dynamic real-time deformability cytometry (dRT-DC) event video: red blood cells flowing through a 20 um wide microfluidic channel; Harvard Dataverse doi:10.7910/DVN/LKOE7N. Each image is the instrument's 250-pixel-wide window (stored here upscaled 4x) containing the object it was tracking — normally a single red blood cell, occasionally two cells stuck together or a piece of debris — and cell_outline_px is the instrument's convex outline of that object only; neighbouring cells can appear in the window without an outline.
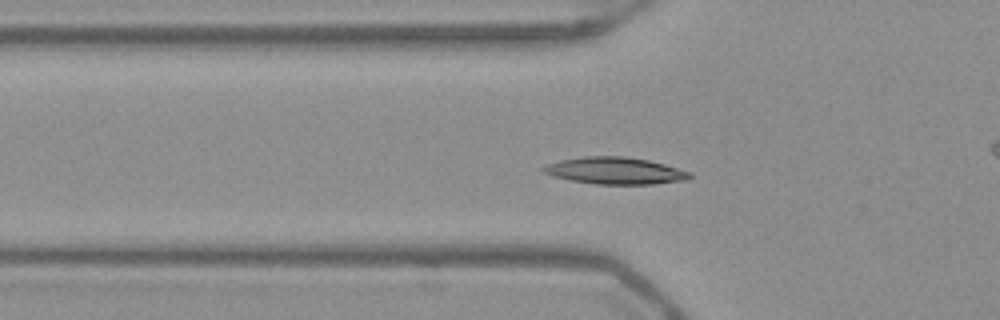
{"species": "Egyptian fruit bat (a non-hibernating species)", "species_latin": "Rousettus aegyptiacus", "temperature_condition": "warm", "stored_images_in_passage": 44, "camera_frame_rate_fps": 3000, "um_per_image_px": 0.085, "frame": {"image": 1, "passage_image": 15, "time_ms": 4.667, "image_size_px": [1000, 320], "cell_outline_px": [[692, 176], [688, 180], [652, 184], [596, 184], [572, 180], [552, 176], [544, 172], [540, 168], [548, 164], [560, 160], [584, 156], [624, 156], [648, 160], [664, 164], [688, 172]], "centroid_in_image_um": [52.26, 14.51], "position_along_channel_um": 73.5, "area_um2": 22.77}}
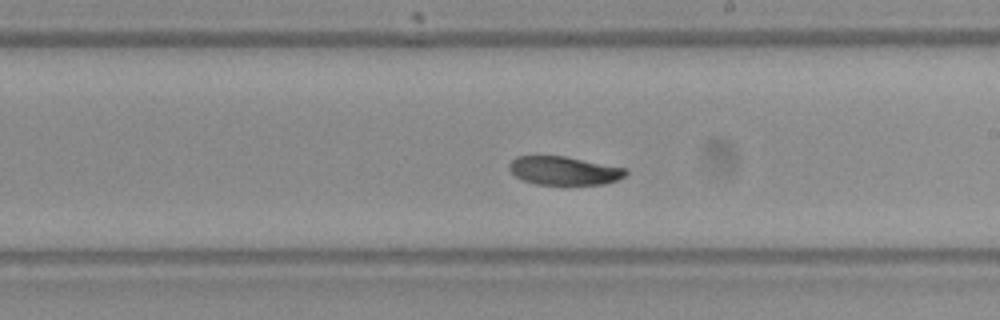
{"frame": {"image": 2, "passage_image": 28, "time_ms": 9.0, "image_size_px": [1000, 320], "cell_outline_px": [[628, 172], [624, 176], [616, 180], [604, 184], [564, 188], [536, 184], [524, 180], [516, 176], [508, 168], [508, 164], [516, 156], [564, 156], [628, 168]], "centroid_in_image_um": [47.97, 14.56], "position_along_channel_um": 241.0, "area_um2": 20.23}}
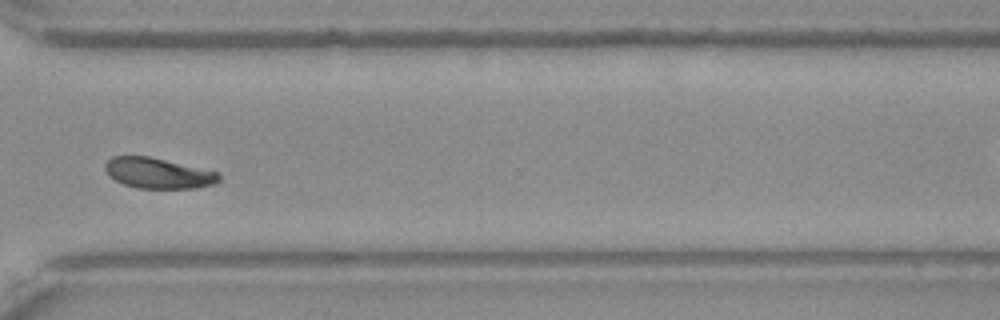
{"frame": {"image": 3, "passage_image": 37, "time_ms": 12.0, "image_size_px": [1000, 320], "cell_outline_px": [[220, 180], [216, 184], [196, 188], [136, 188], [124, 184], [108, 176], [104, 168], [104, 164], [112, 156], [148, 156], [220, 172]], "centroid_in_image_um": [13.45, 14.72], "position_along_channel_um": 357.1, "area_um2": 20.4}, "authors_computed_cell_mechanics": {"area_um2": 20.8369, "velocity_mm_per_s": 3.8603, "shape_relaxation_time_tau1_ms": null, "shape_relaxation_time_tau2_ms": 5.5121, "deformation_change_tau1": null, "deformation_change_tau2": 0.0741}}